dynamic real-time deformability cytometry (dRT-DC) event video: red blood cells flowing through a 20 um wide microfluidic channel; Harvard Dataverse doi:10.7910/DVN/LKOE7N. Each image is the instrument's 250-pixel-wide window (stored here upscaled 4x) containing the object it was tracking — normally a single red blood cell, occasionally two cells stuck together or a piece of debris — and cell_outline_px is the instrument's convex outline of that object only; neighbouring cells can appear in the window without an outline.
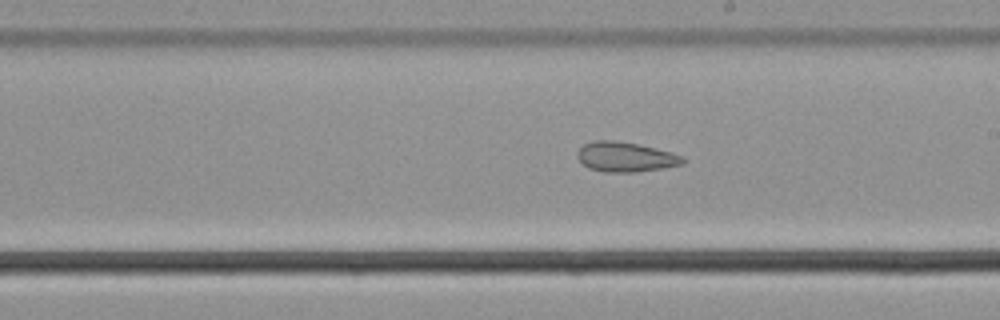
{"species": "common noctule bat (a hibernating species)", "species_latin": "Nyctalus noctula", "temperature_condition": "cold", "stored_images_in_passage": 44, "camera_frame_rate_fps": 3000, "um_per_image_px": 0.085, "animal": {"sex": "male", "body_mass_g": 21.5, "forearm_length_mm": 52.0}, "frame": {"image": 1, "passage_image": 32, "time_ms": 10.333, "image_size_px": [1000, 320], "cell_outline_px": [[684, 164], [664, 168], [636, 172], [604, 172], [588, 168], [576, 156], [576, 152], [584, 144], [592, 140], [612, 140], [636, 144], [684, 156]], "centroid_in_image_um": [53.13, 13.35], "position_along_channel_um": 235.9, "area_um2": 18.21}}